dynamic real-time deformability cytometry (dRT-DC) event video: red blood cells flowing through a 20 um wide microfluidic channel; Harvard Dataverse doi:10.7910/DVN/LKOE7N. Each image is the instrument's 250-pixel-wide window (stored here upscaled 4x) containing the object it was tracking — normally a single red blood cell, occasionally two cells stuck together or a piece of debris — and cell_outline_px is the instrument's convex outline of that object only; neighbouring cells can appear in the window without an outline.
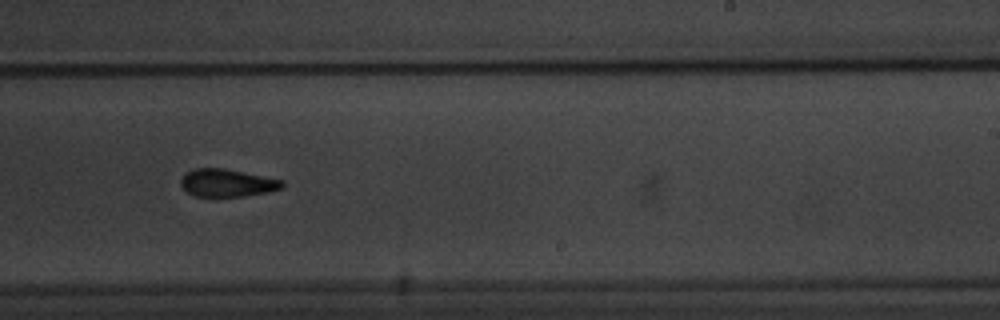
{"species": "common noctule bat (a hibernating species)", "species_latin": "Nyctalus noctula", "temperature_condition": "warm", "stored_images_in_passage": 16, "camera_frame_rate_fps": 3000, "um_per_image_px": 0.085, "animal": {"sex": "male", "body_mass_g": 20.1, "forearm_length_mm": 53.5}, "frame": {"image": 1, "passage_image": 10, "time_ms": 11.333, "image_size_px": [1000, 320], "cell_outline_px": [[284, 188], [268, 192], [244, 196], [212, 200], [196, 196], [188, 192], [180, 184], [180, 180], [184, 172], [196, 168], [224, 168], [284, 180]], "centroid_in_image_um": [19.28, 15.59], "position_along_channel_um": 269.7, "area_um2": 17.11}}
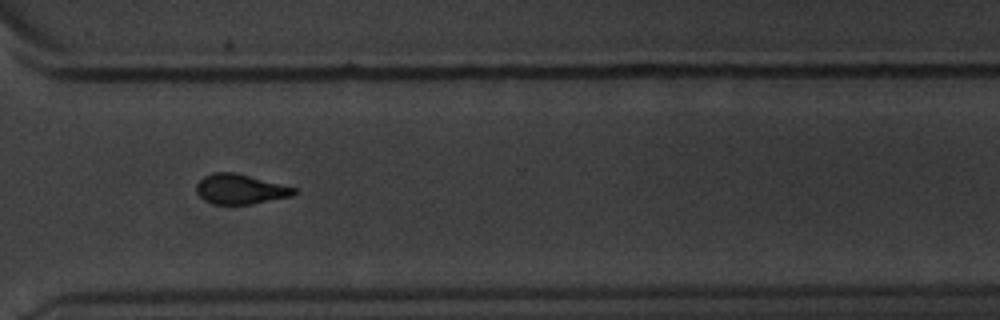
{"frame": {"image": 2, "passage_image": 12, "time_ms": 13.667, "image_size_px": [1000, 320], "cell_outline_px": [[296, 192], [292, 196], [248, 204], [212, 204], [204, 200], [196, 192], [196, 184], [204, 176], [212, 172], [232, 172], [296, 188]], "centroid_in_image_um": [20.36, 16.08], "position_along_channel_um": 350.2, "area_um2": 16.7}}
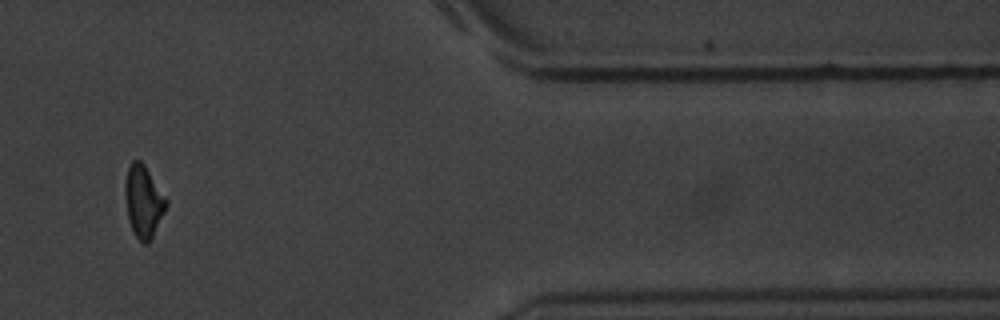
{"frame": {"image": 3, "passage_image": 14, "time_ms": 16.0, "image_size_px": [1000, 320], "cell_outline_px": [[168, 204], [148, 244], [144, 244], [136, 236], [128, 220], [124, 196], [124, 184], [128, 168], [132, 160], [140, 160], [144, 164], [168, 200]], "centroid_in_image_um": [12.18, 17.09], "position_along_channel_um": 399.2, "area_um2": 17.17}}